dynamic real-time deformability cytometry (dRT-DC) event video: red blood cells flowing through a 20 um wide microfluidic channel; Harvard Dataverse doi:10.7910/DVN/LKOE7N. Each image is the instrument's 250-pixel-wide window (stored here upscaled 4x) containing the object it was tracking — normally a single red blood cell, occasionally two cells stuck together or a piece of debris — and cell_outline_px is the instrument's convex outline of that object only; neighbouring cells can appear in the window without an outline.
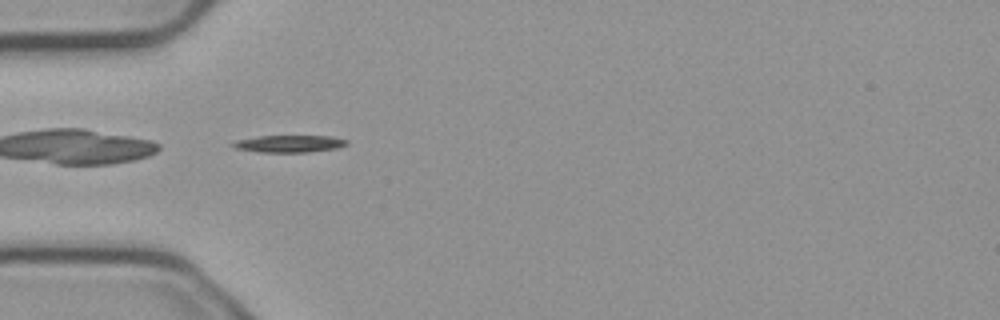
{"species": "common noctule bat (a hibernating species)", "species_latin": "Nyctalus noctula", "temperature_condition": "cold", "stored_images_in_passage": 6, "camera_frame_rate_fps": 3000, "um_per_image_px": 0.085, "animal": {"sex": "male", "body_mass_g": 23.1, "forearm_length_mm": 52.7}, "frame": {"image": 1, "passage_image": 3, "time_ms": 0.667, "image_size_px": [1000, 320], "cell_outline_px": [[348, 144], [336, 148], [308, 152], [260, 152], [236, 148], [228, 144], [236, 140], [260, 136], [332, 136], [348, 140]], "centroid_in_image_um": [24.58, 12.21], "position_along_channel_um": 60.4, "area_um2": 11.33}}
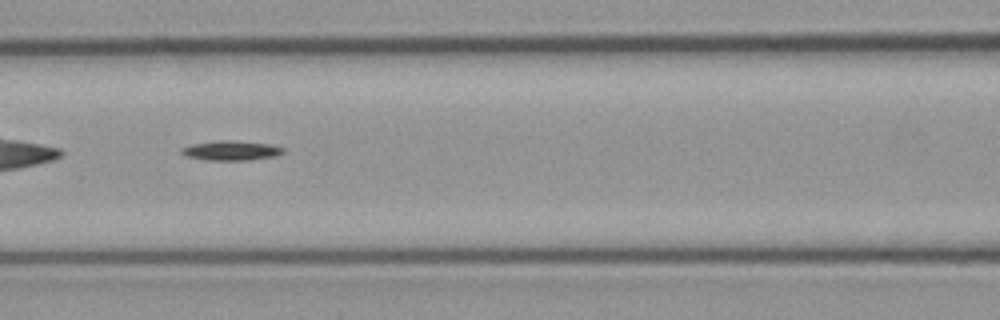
{"frame": {"image": 2, "passage_image": 5, "time_ms": 1.333, "image_size_px": [1000, 320], "cell_outline_px": [[284, 152], [276, 156], [248, 160], [204, 160], [188, 156], [180, 152], [180, 148], [192, 144], [216, 140], [232, 140], [268, 144], [284, 148]], "centroid_in_image_um": [19.62, 12.79], "position_along_channel_um": 147.0, "area_um2": 11.62}}
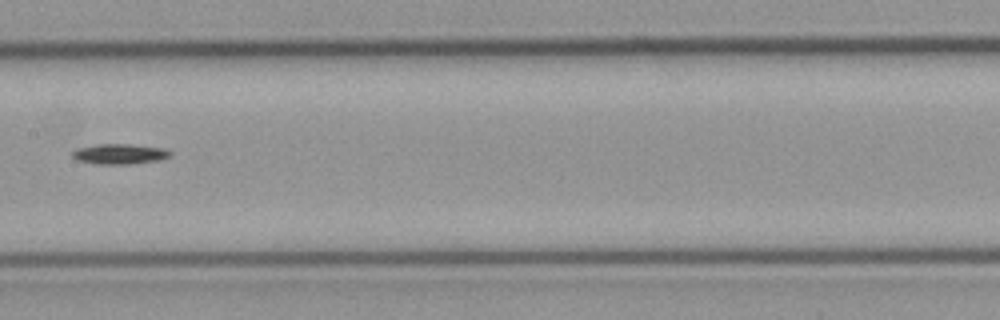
{"frame": {"image": 3, "passage_image": 6, "time_ms": 1.667, "image_size_px": [1000, 320], "cell_outline_px": [[172, 152], [168, 156], [156, 160], [128, 164], [96, 164], [76, 160], [72, 156], [72, 152], [76, 148], [96, 144], [128, 144], [164, 148]], "centroid_in_image_um": [10.09, 13.08], "position_along_channel_um": 197.3, "area_um2": 11.44}}